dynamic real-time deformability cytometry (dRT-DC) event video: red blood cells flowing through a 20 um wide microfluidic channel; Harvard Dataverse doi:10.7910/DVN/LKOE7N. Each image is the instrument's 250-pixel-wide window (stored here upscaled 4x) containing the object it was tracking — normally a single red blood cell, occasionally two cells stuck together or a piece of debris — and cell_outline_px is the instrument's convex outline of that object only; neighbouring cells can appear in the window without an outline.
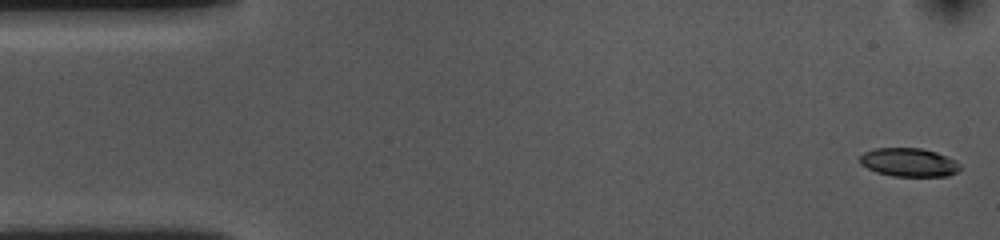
{"species": "common noctule bat (a hibernating species)", "species_latin": "Nyctalus noctula", "temperature_condition": "cold", "stored_images_in_passage": 54, "camera_frame_rate_fps": 3000, "um_per_image_px": 0.085, "animal": {"sex": "female", "body_mass_g": 10.0, "forearm_length_mm": 53.1}, "frame": {"image": 1, "passage_image": 1, "time_ms": 0.0, "image_size_px": [1000, 240], "cell_outline_px": [[960, 168], [956, 172], [948, 176], [892, 176], [876, 172], [860, 164], [860, 156], [864, 152], [876, 148], [920, 148], [936, 152], [956, 160], [960, 164]], "centroid_in_image_um": [77.25, 13.8], "position_along_channel_um": 7.7, "area_um2": 16.65}}
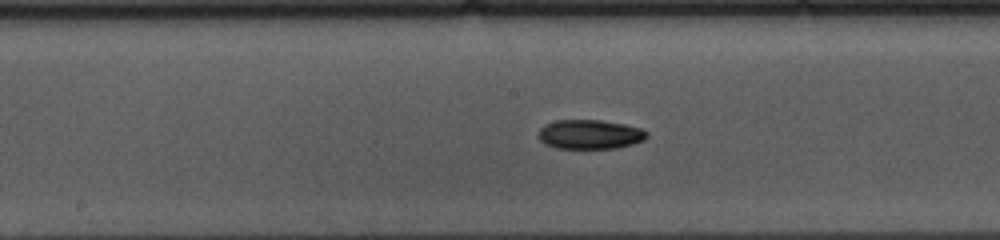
{"frame": {"image": 2, "passage_image": 26, "time_ms": 8.333, "image_size_px": [1000, 240], "cell_outline_px": [[648, 136], [644, 140], [632, 144], [616, 148], [556, 148], [544, 144], [536, 136], [540, 128], [544, 124], [556, 120], [600, 120], [624, 124], [640, 128], [648, 132]], "centroid_in_image_um": [50.1, 11.42], "position_along_channel_um": 198.1, "area_um2": 18.67}}
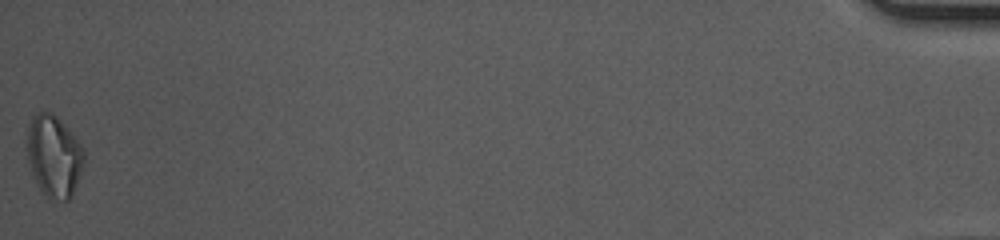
{"frame": {"image": 3, "passage_image": 54, "time_ms": 17.667, "image_size_px": [1000, 240], "cell_outline_px": [[84, 164], [72, 196], [68, 200], [48, 200], [36, 184], [28, 160], [24, 144], [28, 124], [32, 116], [40, 112], [52, 112], [56, 116], [84, 148]], "centroid_in_image_um": [4.55, 13.28], "position_along_channel_um": 430.7, "area_um2": 27.57}, "authors_computed_cell_mechanics": {"area_um2": 18.4671, "velocity_mm_per_s": 3.6099, "shape_relaxation_time_tau1_ms": 3.8368, "shape_relaxation_time_tau2_ms": null, "deformation_change_tau1": 0.1337, "deformation_change_tau2": null}}